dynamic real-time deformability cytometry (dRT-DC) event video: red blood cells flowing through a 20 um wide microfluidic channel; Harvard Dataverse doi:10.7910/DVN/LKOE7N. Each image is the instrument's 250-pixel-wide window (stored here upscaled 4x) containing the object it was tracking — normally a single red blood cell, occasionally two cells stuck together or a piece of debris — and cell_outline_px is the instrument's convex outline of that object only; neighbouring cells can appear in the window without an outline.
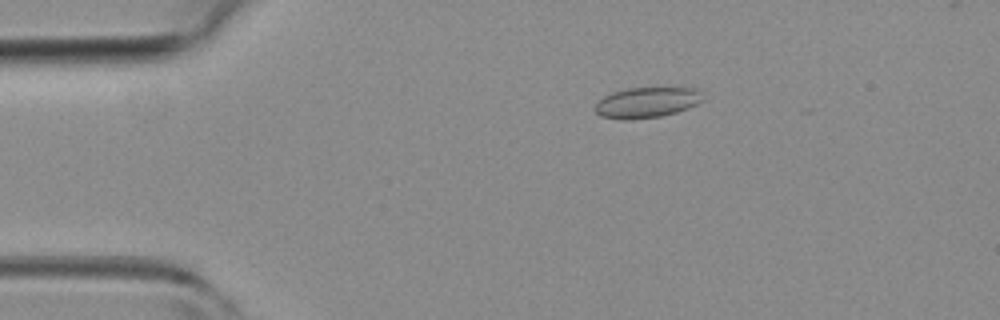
{"species": "common noctule bat (a hibernating species)", "species_latin": "Nyctalus noctula", "temperature_condition": "room temperature", "stored_images_in_passage": 5, "camera_frame_rate_fps": 3000, "um_per_image_px": 0.085, "animal": {"sex": "female", "body_mass_g": 19.3, "forearm_length_mm": 54.1}, "frame": {"image": 1, "passage_image": 5, "time_ms": 4.667, "image_size_px": [1000, 320], "cell_outline_px": [[704, 100], [688, 108], [676, 112], [660, 116], [628, 120], [620, 120], [600, 116], [596, 112], [596, 104], [604, 96], [612, 92], [628, 88], [700, 88]], "centroid_in_image_um": [55.0, 8.71], "position_along_channel_um": 30.0, "area_um2": 19.19}}